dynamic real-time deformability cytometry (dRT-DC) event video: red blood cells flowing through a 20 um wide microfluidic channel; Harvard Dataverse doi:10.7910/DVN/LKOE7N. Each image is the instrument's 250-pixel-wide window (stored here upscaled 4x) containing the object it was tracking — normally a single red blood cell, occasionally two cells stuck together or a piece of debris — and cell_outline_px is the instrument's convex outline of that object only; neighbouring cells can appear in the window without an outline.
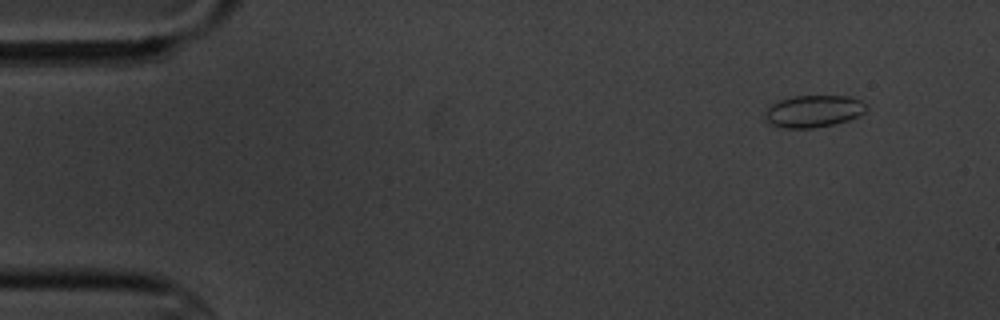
{"species": "common noctule bat (a hibernating species)", "species_latin": "Nyctalus noctula", "temperature_condition": "cold", "stored_images_in_passage": 3, "camera_frame_rate_fps": 3000, "um_per_image_px": 0.085, "animal": {"sex": "male", "body_mass_g": 20.1, "forearm_length_mm": 53.5}, "frame": {"image": 1, "passage_image": 1, "time_ms": 0.0, "image_size_px": [1000, 320], "cell_outline_px": [[868, 108], [864, 112], [848, 120], [832, 124], [812, 128], [784, 128], [772, 124], [764, 116], [764, 112], [772, 104], [780, 100], [792, 96], [848, 96], [860, 100]], "centroid_in_image_um": [69.13, 9.44], "position_along_channel_um": 15.9, "area_um2": 18.67}}
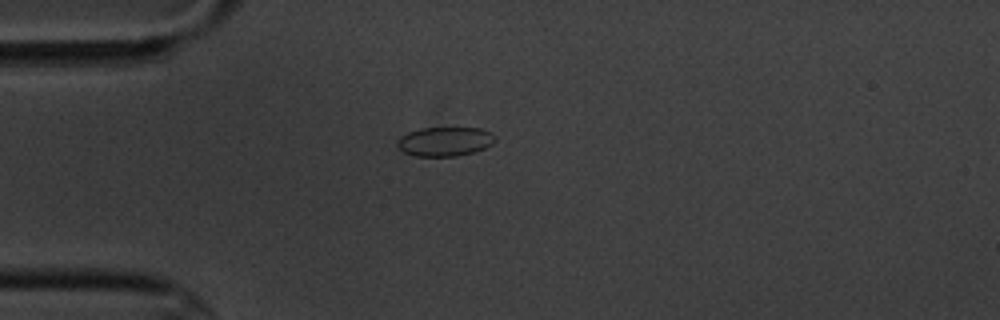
{"frame": {"image": 2, "passage_image": 3, "time_ms": 3.333, "image_size_px": [1000, 320], "cell_outline_px": [[496, 140], [492, 144], [484, 148], [472, 152], [456, 156], [416, 156], [404, 152], [396, 144], [396, 140], [400, 136], [408, 132], [420, 128], [480, 128], [492, 132], [496, 136]], "centroid_in_image_um": [37.82, 12.02], "position_along_channel_um": 47.2, "area_um2": 16.7}}